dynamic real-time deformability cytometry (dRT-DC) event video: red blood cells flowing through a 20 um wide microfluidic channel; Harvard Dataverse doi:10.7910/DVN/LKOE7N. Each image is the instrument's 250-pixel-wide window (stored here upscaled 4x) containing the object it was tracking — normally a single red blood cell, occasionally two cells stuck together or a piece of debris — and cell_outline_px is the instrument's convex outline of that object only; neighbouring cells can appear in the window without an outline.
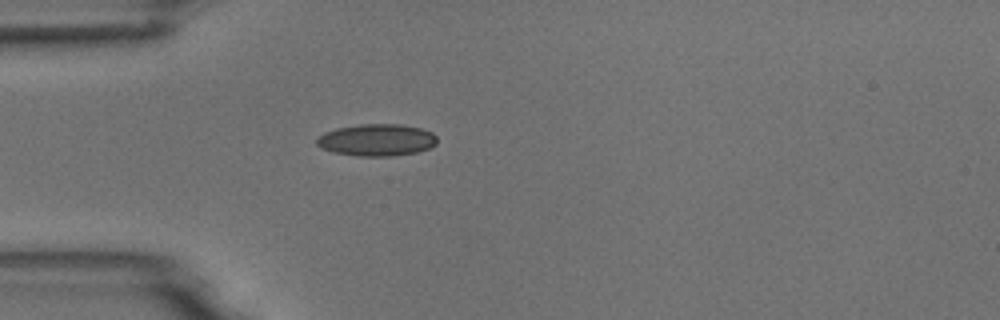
{"species": "common noctule bat (a hibernating species)", "species_latin": "Nyctalus noctula", "temperature_condition": "room temperature", "stored_images_in_passage": 1, "camera_frame_rate_fps": 3000, "um_per_image_px": 0.085, "animal": {"sex": "male", "body_mass_g": 18.8}, "frame": {"image": 1, "passage_image": 1, "time_ms": 0.0, "image_size_px": [1000, 320], "cell_outline_px": [[436, 144], [428, 148], [416, 152], [392, 156], [356, 156], [332, 152], [320, 148], [316, 144], [316, 140], [324, 132], [336, 128], [360, 124], [400, 124], [420, 128], [432, 132], [436, 136]], "centroid_in_image_um": [31.99, 11.9], "position_along_channel_um": 53.0, "area_um2": 22.48}}